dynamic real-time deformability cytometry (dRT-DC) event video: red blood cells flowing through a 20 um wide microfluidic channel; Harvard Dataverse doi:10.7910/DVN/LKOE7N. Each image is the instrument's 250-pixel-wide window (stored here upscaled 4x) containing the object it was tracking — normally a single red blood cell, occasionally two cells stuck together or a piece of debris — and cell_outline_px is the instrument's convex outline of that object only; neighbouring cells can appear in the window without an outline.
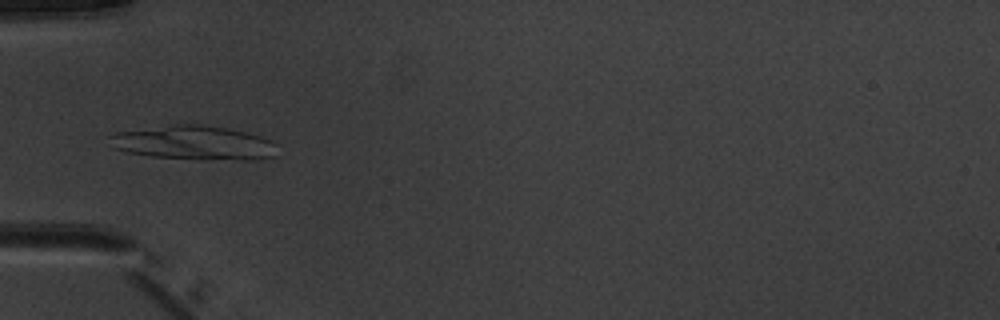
{"species": "common noctule bat (a hibernating species)", "species_latin": "Nyctalus noctula", "temperature_condition": "warm", "stored_images_in_passage": 6, "camera_frame_rate_fps": 3000, "um_per_image_px": 0.085, "animal": {"sex": "male", "body_mass_g": 20.1, "forearm_length_mm": 53.5}, "frame": {"image": 1, "passage_image": 5, "time_ms": 5.667, "image_size_px": [1000, 320], "cell_outline_px": [[276, 156], [252, 160], [200, 160], [152, 156], [128, 152], [112, 148], [108, 136], [116, 132], [168, 124], [204, 124], [228, 128], [260, 136], [272, 140], [276, 144]], "centroid_in_image_um": [16.48, 12.14], "position_along_channel_um": 68.5, "area_um2": 33.93}}
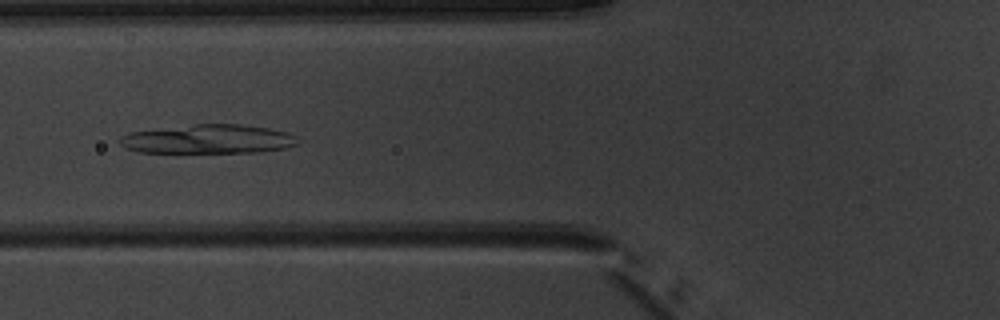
{"frame": {"image": 2, "passage_image": 6, "time_ms": 6.667, "image_size_px": [1000, 320], "cell_outline_px": [[300, 144], [284, 148], [260, 152], [136, 152], [124, 148], [116, 140], [120, 136], [132, 132], [196, 124], [240, 124], [268, 128], [288, 132], [296, 136], [300, 140]], "centroid_in_image_um": [17.72, 11.83], "position_along_channel_um": 108.1, "area_um2": 30.17}}